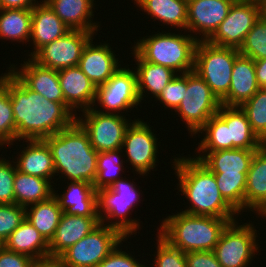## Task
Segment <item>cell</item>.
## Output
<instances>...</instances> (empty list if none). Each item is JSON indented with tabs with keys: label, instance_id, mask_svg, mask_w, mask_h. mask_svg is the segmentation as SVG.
<instances>
[{
	"label": "cell",
	"instance_id": "f6af8a7d",
	"mask_svg": "<svg viewBox=\"0 0 266 267\" xmlns=\"http://www.w3.org/2000/svg\"><path fill=\"white\" fill-rule=\"evenodd\" d=\"M120 245L121 243L97 267H145L136 261L133 255L119 249Z\"/></svg>",
	"mask_w": 266,
	"mask_h": 267
},
{
	"label": "cell",
	"instance_id": "ffe728a7",
	"mask_svg": "<svg viewBox=\"0 0 266 267\" xmlns=\"http://www.w3.org/2000/svg\"><path fill=\"white\" fill-rule=\"evenodd\" d=\"M99 224L98 217L67 215L63 212L55 234L49 242L50 258H59Z\"/></svg>",
	"mask_w": 266,
	"mask_h": 267
},
{
	"label": "cell",
	"instance_id": "7bdbcfd3",
	"mask_svg": "<svg viewBox=\"0 0 266 267\" xmlns=\"http://www.w3.org/2000/svg\"><path fill=\"white\" fill-rule=\"evenodd\" d=\"M184 89H187V73L176 76L166 85L157 99L165 108L176 110L183 100Z\"/></svg>",
	"mask_w": 266,
	"mask_h": 267
},
{
	"label": "cell",
	"instance_id": "5bb4252c",
	"mask_svg": "<svg viewBox=\"0 0 266 267\" xmlns=\"http://www.w3.org/2000/svg\"><path fill=\"white\" fill-rule=\"evenodd\" d=\"M96 101L100 107L108 110L97 111L112 114L117 111L120 114V111H127L140 104L136 72L126 67L119 68L105 84L97 87Z\"/></svg>",
	"mask_w": 266,
	"mask_h": 267
},
{
	"label": "cell",
	"instance_id": "30bf717a",
	"mask_svg": "<svg viewBox=\"0 0 266 267\" xmlns=\"http://www.w3.org/2000/svg\"><path fill=\"white\" fill-rule=\"evenodd\" d=\"M237 224L234 220L226 226L213 250L222 267H247L259 248L253 225Z\"/></svg>",
	"mask_w": 266,
	"mask_h": 267
},
{
	"label": "cell",
	"instance_id": "277c9868",
	"mask_svg": "<svg viewBox=\"0 0 266 267\" xmlns=\"http://www.w3.org/2000/svg\"><path fill=\"white\" fill-rule=\"evenodd\" d=\"M234 220L177 212L162 221L158 233L171 246L184 253L213 251L226 226Z\"/></svg>",
	"mask_w": 266,
	"mask_h": 267
},
{
	"label": "cell",
	"instance_id": "9a60e30c",
	"mask_svg": "<svg viewBox=\"0 0 266 267\" xmlns=\"http://www.w3.org/2000/svg\"><path fill=\"white\" fill-rule=\"evenodd\" d=\"M157 139L151 127L141 119L133 120L127 128L122 149L125 147L128 162L136 173L144 176L156 167Z\"/></svg>",
	"mask_w": 266,
	"mask_h": 267
},
{
	"label": "cell",
	"instance_id": "74e56055",
	"mask_svg": "<svg viewBox=\"0 0 266 267\" xmlns=\"http://www.w3.org/2000/svg\"><path fill=\"white\" fill-rule=\"evenodd\" d=\"M238 51L253 60L266 59V17L263 14L247 33Z\"/></svg>",
	"mask_w": 266,
	"mask_h": 267
},
{
	"label": "cell",
	"instance_id": "836d02e7",
	"mask_svg": "<svg viewBox=\"0 0 266 267\" xmlns=\"http://www.w3.org/2000/svg\"><path fill=\"white\" fill-rule=\"evenodd\" d=\"M31 18L32 9H0V38L29 42Z\"/></svg>",
	"mask_w": 266,
	"mask_h": 267
},
{
	"label": "cell",
	"instance_id": "60d3db41",
	"mask_svg": "<svg viewBox=\"0 0 266 267\" xmlns=\"http://www.w3.org/2000/svg\"><path fill=\"white\" fill-rule=\"evenodd\" d=\"M25 218V207L18 204H0V239L5 241Z\"/></svg>",
	"mask_w": 266,
	"mask_h": 267
},
{
	"label": "cell",
	"instance_id": "f1b7e54d",
	"mask_svg": "<svg viewBox=\"0 0 266 267\" xmlns=\"http://www.w3.org/2000/svg\"><path fill=\"white\" fill-rule=\"evenodd\" d=\"M256 150L226 149L196 157L214 174H247Z\"/></svg>",
	"mask_w": 266,
	"mask_h": 267
},
{
	"label": "cell",
	"instance_id": "ba28073f",
	"mask_svg": "<svg viewBox=\"0 0 266 267\" xmlns=\"http://www.w3.org/2000/svg\"><path fill=\"white\" fill-rule=\"evenodd\" d=\"M220 106L221 102L209 85L195 71L187 72V89H184L183 100L175 112L185 121L191 135L198 134Z\"/></svg>",
	"mask_w": 266,
	"mask_h": 267
},
{
	"label": "cell",
	"instance_id": "7dc6e473",
	"mask_svg": "<svg viewBox=\"0 0 266 267\" xmlns=\"http://www.w3.org/2000/svg\"><path fill=\"white\" fill-rule=\"evenodd\" d=\"M35 260L3 247L0 251V267H32Z\"/></svg>",
	"mask_w": 266,
	"mask_h": 267
},
{
	"label": "cell",
	"instance_id": "681fc988",
	"mask_svg": "<svg viewBox=\"0 0 266 267\" xmlns=\"http://www.w3.org/2000/svg\"><path fill=\"white\" fill-rule=\"evenodd\" d=\"M255 75L260 88H266V59L254 60Z\"/></svg>",
	"mask_w": 266,
	"mask_h": 267
},
{
	"label": "cell",
	"instance_id": "5b68a950",
	"mask_svg": "<svg viewBox=\"0 0 266 267\" xmlns=\"http://www.w3.org/2000/svg\"><path fill=\"white\" fill-rule=\"evenodd\" d=\"M200 38L195 35L157 33L135 42L133 50L147 62L162 65L181 74L194 69V55Z\"/></svg>",
	"mask_w": 266,
	"mask_h": 267
},
{
	"label": "cell",
	"instance_id": "8fae6325",
	"mask_svg": "<svg viewBox=\"0 0 266 267\" xmlns=\"http://www.w3.org/2000/svg\"><path fill=\"white\" fill-rule=\"evenodd\" d=\"M82 112L85 119L77 116L76 121L87 132L90 143L97 152L122 149L125 132L131 124L124 115L101 113L94 107Z\"/></svg>",
	"mask_w": 266,
	"mask_h": 267
},
{
	"label": "cell",
	"instance_id": "c3c4849f",
	"mask_svg": "<svg viewBox=\"0 0 266 267\" xmlns=\"http://www.w3.org/2000/svg\"><path fill=\"white\" fill-rule=\"evenodd\" d=\"M36 0H0V9H32Z\"/></svg>",
	"mask_w": 266,
	"mask_h": 267
},
{
	"label": "cell",
	"instance_id": "e575fe53",
	"mask_svg": "<svg viewBox=\"0 0 266 267\" xmlns=\"http://www.w3.org/2000/svg\"><path fill=\"white\" fill-rule=\"evenodd\" d=\"M124 150L116 149L105 152H98L97 158V177L94 182L95 190L110 187L116 180L121 177L120 172L123 171V160L121 154ZM121 160V161H120Z\"/></svg>",
	"mask_w": 266,
	"mask_h": 267
},
{
	"label": "cell",
	"instance_id": "4dcf8cb0",
	"mask_svg": "<svg viewBox=\"0 0 266 267\" xmlns=\"http://www.w3.org/2000/svg\"><path fill=\"white\" fill-rule=\"evenodd\" d=\"M50 184L51 182L45 178L31 176L16 169L13 186L15 204L26 208L49 199L55 192Z\"/></svg>",
	"mask_w": 266,
	"mask_h": 267
},
{
	"label": "cell",
	"instance_id": "52a82bcc",
	"mask_svg": "<svg viewBox=\"0 0 266 267\" xmlns=\"http://www.w3.org/2000/svg\"><path fill=\"white\" fill-rule=\"evenodd\" d=\"M239 55L236 48L216 46L204 40L197 42L193 71L209 85L220 102L230 89L234 61Z\"/></svg>",
	"mask_w": 266,
	"mask_h": 267
},
{
	"label": "cell",
	"instance_id": "11a10c76",
	"mask_svg": "<svg viewBox=\"0 0 266 267\" xmlns=\"http://www.w3.org/2000/svg\"><path fill=\"white\" fill-rule=\"evenodd\" d=\"M263 146H266V136L262 139Z\"/></svg>",
	"mask_w": 266,
	"mask_h": 267
},
{
	"label": "cell",
	"instance_id": "f907efd6",
	"mask_svg": "<svg viewBox=\"0 0 266 267\" xmlns=\"http://www.w3.org/2000/svg\"><path fill=\"white\" fill-rule=\"evenodd\" d=\"M32 267H67L58 258L36 260Z\"/></svg>",
	"mask_w": 266,
	"mask_h": 267
},
{
	"label": "cell",
	"instance_id": "83f0119b",
	"mask_svg": "<svg viewBox=\"0 0 266 267\" xmlns=\"http://www.w3.org/2000/svg\"><path fill=\"white\" fill-rule=\"evenodd\" d=\"M4 247L35 261L50 258L49 243L26 218L4 241Z\"/></svg>",
	"mask_w": 266,
	"mask_h": 267
},
{
	"label": "cell",
	"instance_id": "7a4b0ae2",
	"mask_svg": "<svg viewBox=\"0 0 266 267\" xmlns=\"http://www.w3.org/2000/svg\"><path fill=\"white\" fill-rule=\"evenodd\" d=\"M173 163L179 191L191 202L190 209L182 212L218 218H234L238 214L221 195L214 173L199 160L180 157Z\"/></svg>",
	"mask_w": 266,
	"mask_h": 267
},
{
	"label": "cell",
	"instance_id": "2e32d148",
	"mask_svg": "<svg viewBox=\"0 0 266 267\" xmlns=\"http://www.w3.org/2000/svg\"><path fill=\"white\" fill-rule=\"evenodd\" d=\"M235 0H187V30L207 41L227 17Z\"/></svg>",
	"mask_w": 266,
	"mask_h": 267
},
{
	"label": "cell",
	"instance_id": "7402d4cb",
	"mask_svg": "<svg viewBox=\"0 0 266 267\" xmlns=\"http://www.w3.org/2000/svg\"><path fill=\"white\" fill-rule=\"evenodd\" d=\"M70 29L55 14V12L42 0L32 8L31 36L34 51L29 55L32 57L41 47L61 38Z\"/></svg>",
	"mask_w": 266,
	"mask_h": 267
},
{
	"label": "cell",
	"instance_id": "9c48e42d",
	"mask_svg": "<svg viewBox=\"0 0 266 267\" xmlns=\"http://www.w3.org/2000/svg\"><path fill=\"white\" fill-rule=\"evenodd\" d=\"M124 239L117 230L100 223L58 259L67 267H97Z\"/></svg>",
	"mask_w": 266,
	"mask_h": 267
},
{
	"label": "cell",
	"instance_id": "7c38bea8",
	"mask_svg": "<svg viewBox=\"0 0 266 267\" xmlns=\"http://www.w3.org/2000/svg\"><path fill=\"white\" fill-rule=\"evenodd\" d=\"M262 14L261 5L235 0L227 17L207 41L216 46L239 49L247 33Z\"/></svg>",
	"mask_w": 266,
	"mask_h": 267
},
{
	"label": "cell",
	"instance_id": "1f68e13d",
	"mask_svg": "<svg viewBox=\"0 0 266 267\" xmlns=\"http://www.w3.org/2000/svg\"><path fill=\"white\" fill-rule=\"evenodd\" d=\"M148 15L163 24L187 29V0H134Z\"/></svg>",
	"mask_w": 266,
	"mask_h": 267
},
{
	"label": "cell",
	"instance_id": "6da1fadb",
	"mask_svg": "<svg viewBox=\"0 0 266 267\" xmlns=\"http://www.w3.org/2000/svg\"><path fill=\"white\" fill-rule=\"evenodd\" d=\"M9 70L0 76V83L10 93L17 140H41L76 121V113L64 102L49 101L29 89Z\"/></svg>",
	"mask_w": 266,
	"mask_h": 267
},
{
	"label": "cell",
	"instance_id": "cb8c5ba5",
	"mask_svg": "<svg viewBox=\"0 0 266 267\" xmlns=\"http://www.w3.org/2000/svg\"><path fill=\"white\" fill-rule=\"evenodd\" d=\"M244 208L266 217V146L256 150L247 172Z\"/></svg>",
	"mask_w": 266,
	"mask_h": 267
},
{
	"label": "cell",
	"instance_id": "f5cc1de1",
	"mask_svg": "<svg viewBox=\"0 0 266 267\" xmlns=\"http://www.w3.org/2000/svg\"><path fill=\"white\" fill-rule=\"evenodd\" d=\"M262 13L266 17V2L262 5Z\"/></svg>",
	"mask_w": 266,
	"mask_h": 267
},
{
	"label": "cell",
	"instance_id": "8992f818",
	"mask_svg": "<svg viewBox=\"0 0 266 267\" xmlns=\"http://www.w3.org/2000/svg\"><path fill=\"white\" fill-rule=\"evenodd\" d=\"M96 192L97 214L100 223L104 224V220L112 218V220L116 221L110 224L107 223V226L117 230L125 239L129 235L136 234L134 232L139 229V222L135 219L127 218L128 212L136 206L135 202H139L140 193L137 191L136 186L132 182L121 178L116 180L110 187L99 189ZM101 210L105 213L104 215Z\"/></svg>",
	"mask_w": 266,
	"mask_h": 267
},
{
	"label": "cell",
	"instance_id": "3957f363",
	"mask_svg": "<svg viewBox=\"0 0 266 267\" xmlns=\"http://www.w3.org/2000/svg\"><path fill=\"white\" fill-rule=\"evenodd\" d=\"M43 140L51 150L55 174L61 173L71 181L94 184L98 152L92 147L87 132L77 121Z\"/></svg>",
	"mask_w": 266,
	"mask_h": 267
},
{
	"label": "cell",
	"instance_id": "8d00e7d4",
	"mask_svg": "<svg viewBox=\"0 0 266 267\" xmlns=\"http://www.w3.org/2000/svg\"><path fill=\"white\" fill-rule=\"evenodd\" d=\"M228 127L226 122L218 115H213L199 132H205L203 140L198 145L197 153L213 152L228 149Z\"/></svg>",
	"mask_w": 266,
	"mask_h": 267
},
{
	"label": "cell",
	"instance_id": "d6a6232c",
	"mask_svg": "<svg viewBox=\"0 0 266 267\" xmlns=\"http://www.w3.org/2000/svg\"><path fill=\"white\" fill-rule=\"evenodd\" d=\"M29 207L30 209H28ZM62 213L63 211L53 195L45 201L26 207V219L40 232L48 243L55 234Z\"/></svg>",
	"mask_w": 266,
	"mask_h": 267
},
{
	"label": "cell",
	"instance_id": "816d5d0a",
	"mask_svg": "<svg viewBox=\"0 0 266 267\" xmlns=\"http://www.w3.org/2000/svg\"><path fill=\"white\" fill-rule=\"evenodd\" d=\"M240 1L252 2V3L259 4L261 6L266 2V0H240Z\"/></svg>",
	"mask_w": 266,
	"mask_h": 267
},
{
	"label": "cell",
	"instance_id": "b9f144b4",
	"mask_svg": "<svg viewBox=\"0 0 266 267\" xmlns=\"http://www.w3.org/2000/svg\"><path fill=\"white\" fill-rule=\"evenodd\" d=\"M157 255L154 267H187L185 253L180 249L171 246L159 234L157 236Z\"/></svg>",
	"mask_w": 266,
	"mask_h": 267
},
{
	"label": "cell",
	"instance_id": "ac0fdd59",
	"mask_svg": "<svg viewBox=\"0 0 266 267\" xmlns=\"http://www.w3.org/2000/svg\"><path fill=\"white\" fill-rule=\"evenodd\" d=\"M60 87L64 96V103L74 111H82L96 105V86L82 72L78 66L58 70Z\"/></svg>",
	"mask_w": 266,
	"mask_h": 267
},
{
	"label": "cell",
	"instance_id": "d4e9b609",
	"mask_svg": "<svg viewBox=\"0 0 266 267\" xmlns=\"http://www.w3.org/2000/svg\"><path fill=\"white\" fill-rule=\"evenodd\" d=\"M67 191L53 196L67 215L98 217L97 192L94 185L83 181H70Z\"/></svg>",
	"mask_w": 266,
	"mask_h": 267
},
{
	"label": "cell",
	"instance_id": "484cf974",
	"mask_svg": "<svg viewBox=\"0 0 266 267\" xmlns=\"http://www.w3.org/2000/svg\"><path fill=\"white\" fill-rule=\"evenodd\" d=\"M70 30L96 33L98 23L92 22L94 0H44ZM92 22V23H91Z\"/></svg>",
	"mask_w": 266,
	"mask_h": 267
},
{
	"label": "cell",
	"instance_id": "ee69618b",
	"mask_svg": "<svg viewBox=\"0 0 266 267\" xmlns=\"http://www.w3.org/2000/svg\"><path fill=\"white\" fill-rule=\"evenodd\" d=\"M16 169L9 160L0 159V204H15L13 186Z\"/></svg>",
	"mask_w": 266,
	"mask_h": 267
},
{
	"label": "cell",
	"instance_id": "ab89813d",
	"mask_svg": "<svg viewBox=\"0 0 266 267\" xmlns=\"http://www.w3.org/2000/svg\"><path fill=\"white\" fill-rule=\"evenodd\" d=\"M17 141V129L9 91L0 83V142L13 145ZM11 143V144H10Z\"/></svg>",
	"mask_w": 266,
	"mask_h": 267
},
{
	"label": "cell",
	"instance_id": "d6986e66",
	"mask_svg": "<svg viewBox=\"0 0 266 267\" xmlns=\"http://www.w3.org/2000/svg\"><path fill=\"white\" fill-rule=\"evenodd\" d=\"M21 67L19 71L15 66L9 68L32 91L49 101L64 102L57 70L41 66L31 57Z\"/></svg>",
	"mask_w": 266,
	"mask_h": 267
},
{
	"label": "cell",
	"instance_id": "4316f807",
	"mask_svg": "<svg viewBox=\"0 0 266 267\" xmlns=\"http://www.w3.org/2000/svg\"><path fill=\"white\" fill-rule=\"evenodd\" d=\"M29 142L26 149L22 150L17 158L16 168L18 171L45 178L49 181L55 176L53 157L48 144L43 140H26Z\"/></svg>",
	"mask_w": 266,
	"mask_h": 267
},
{
	"label": "cell",
	"instance_id": "db71d44e",
	"mask_svg": "<svg viewBox=\"0 0 266 267\" xmlns=\"http://www.w3.org/2000/svg\"><path fill=\"white\" fill-rule=\"evenodd\" d=\"M3 247H4V241H2V240L0 239V251L3 249Z\"/></svg>",
	"mask_w": 266,
	"mask_h": 267
},
{
	"label": "cell",
	"instance_id": "f546056e",
	"mask_svg": "<svg viewBox=\"0 0 266 267\" xmlns=\"http://www.w3.org/2000/svg\"><path fill=\"white\" fill-rule=\"evenodd\" d=\"M137 65V91L140 101L146 93L151 92L152 96L157 98L166 85L176 76L172 69L144 61L134 50L133 53Z\"/></svg>",
	"mask_w": 266,
	"mask_h": 267
},
{
	"label": "cell",
	"instance_id": "bcb514c9",
	"mask_svg": "<svg viewBox=\"0 0 266 267\" xmlns=\"http://www.w3.org/2000/svg\"><path fill=\"white\" fill-rule=\"evenodd\" d=\"M187 267H222L213 251L185 253Z\"/></svg>",
	"mask_w": 266,
	"mask_h": 267
},
{
	"label": "cell",
	"instance_id": "44dd1931",
	"mask_svg": "<svg viewBox=\"0 0 266 267\" xmlns=\"http://www.w3.org/2000/svg\"><path fill=\"white\" fill-rule=\"evenodd\" d=\"M217 114L226 122L228 129V149L258 150L262 140L252 130L246 113L240 106L221 105Z\"/></svg>",
	"mask_w": 266,
	"mask_h": 267
},
{
	"label": "cell",
	"instance_id": "d590c367",
	"mask_svg": "<svg viewBox=\"0 0 266 267\" xmlns=\"http://www.w3.org/2000/svg\"><path fill=\"white\" fill-rule=\"evenodd\" d=\"M225 201L237 212L244 210L247 174H214Z\"/></svg>",
	"mask_w": 266,
	"mask_h": 267
},
{
	"label": "cell",
	"instance_id": "4fadbf2b",
	"mask_svg": "<svg viewBox=\"0 0 266 267\" xmlns=\"http://www.w3.org/2000/svg\"><path fill=\"white\" fill-rule=\"evenodd\" d=\"M93 36L92 32L70 30L41 47L31 58L41 66L57 71L77 66L84 47Z\"/></svg>",
	"mask_w": 266,
	"mask_h": 267
},
{
	"label": "cell",
	"instance_id": "f35d334b",
	"mask_svg": "<svg viewBox=\"0 0 266 267\" xmlns=\"http://www.w3.org/2000/svg\"><path fill=\"white\" fill-rule=\"evenodd\" d=\"M240 107L246 113L252 130L262 140L266 136V88H260Z\"/></svg>",
	"mask_w": 266,
	"mask_h": 267
},
{
	"label": "cell",
	"instance_id": "603a6c76",
	"mask_svg": "<svg viewBox=\"0 0 266 267\" xmlns=\"http://www.w3.org/2000/svg\"><path fill=\"white\" fill-rule=\"evenodd\" d=\"M260 89L256 75L254 60L239 55L231 74V86L227 96L221 101L224 106H241Z\"/></svg>",
	"mask_w": 266,
	"mask_h": 267
},
{
	"label": "cell",
	"instance_id": "e0dca14e",
	"mask_svg": "<svg viewBox=\"0 0 266 267\" xmlns=\"http://www.w3.org/2000/svg\"><path fill=\"white\" fill-rule=\"evenodd\" d=\"M92 39L84 47L77 66L97 88L105 84L121 66L108 44L94 45Z\"/></svg>",
	"mask_w": 266,
	"mask_h": 267
}]
</instances>
